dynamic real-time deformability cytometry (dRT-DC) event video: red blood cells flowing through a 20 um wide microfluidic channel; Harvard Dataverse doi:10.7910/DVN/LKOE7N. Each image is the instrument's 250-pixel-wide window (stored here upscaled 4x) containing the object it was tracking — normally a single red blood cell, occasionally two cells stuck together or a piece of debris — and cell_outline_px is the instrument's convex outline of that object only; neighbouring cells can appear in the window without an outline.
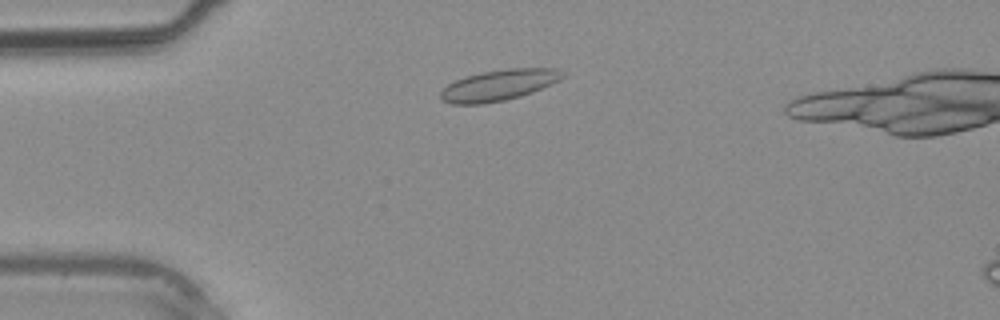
{"species": "common noctule bat (a hibernating species)", "species_latin": "Nyctalus noctula", "temperature_condition": "warm", "stored_images_in_passage": 3, "camera_frame_rate_fps": 3000, "um_per_image_px": 0.085, "animal": {"sex": "male", "body_mass_g": 20.4}, "frame": {"image": 1, "passage_image": 2, "time_ms": 1.333, "image_size_px": [1000, 320], "cell_outline_px": [[564, 76], [560, 80], [532, 92], [520, 96], [504, 100], [480, 104], [452, 104], [440, 100], [440, 92], [448, 84], [464, 76], [480, 72], [508, 68], [556, 68], [564, 72]], "centroid_in_image_um": [42.38, 7.23], "position_along_channel_um": 42.6, "area_um2": 22.02}}